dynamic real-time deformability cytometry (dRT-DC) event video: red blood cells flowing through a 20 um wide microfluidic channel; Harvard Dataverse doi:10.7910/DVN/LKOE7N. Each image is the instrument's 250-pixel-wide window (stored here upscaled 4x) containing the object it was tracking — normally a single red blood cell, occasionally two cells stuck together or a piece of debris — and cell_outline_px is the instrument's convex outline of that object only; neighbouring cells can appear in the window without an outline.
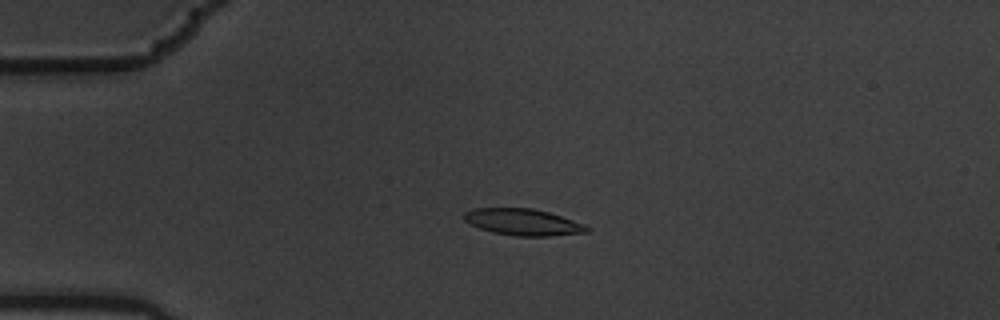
{"species": "common noctule bat (a hibernating species)", "species_latin": "Nyctalus noctula", "temperature_condition": "warm", "stored_images_in_passage": 5, "camera_frame_rate_fps": 3000, "um_per_image_px": 0.085, "animal": {"sex": "male", "body_mass_g": 19.5, "forearm_length_mm": 54.6}, "frame": {"image": 1, "passage_image": 4, "time_ms": 1.0, "image_size_px": [1000, 320], "cell_outline_px": [[588, 232], [548, 236], [516, 236], [492, 232], [480, 228], [464, 220], [464, 212], [472, 208], [532, 208], [548, 212], [584, 224], [588, 228]], "centroid_in_image_um": [44.42, 18.87], "position_along_channel_um": 40.6, "area_um2": 18.79}}